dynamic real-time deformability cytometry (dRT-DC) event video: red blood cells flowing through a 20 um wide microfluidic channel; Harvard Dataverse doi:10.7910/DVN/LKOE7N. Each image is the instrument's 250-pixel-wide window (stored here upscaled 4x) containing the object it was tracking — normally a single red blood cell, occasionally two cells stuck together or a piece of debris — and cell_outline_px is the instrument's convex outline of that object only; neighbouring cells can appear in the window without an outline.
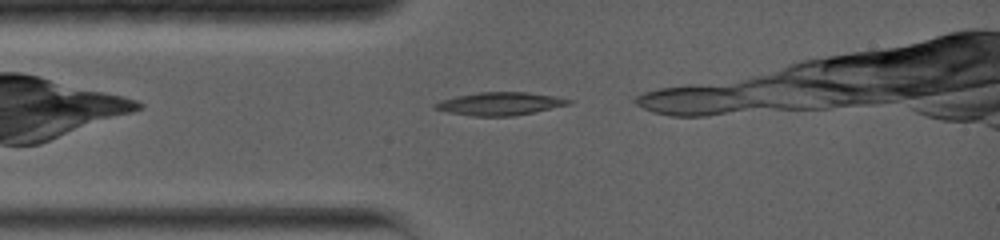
{"species": "common noctule bat (a hibernating species)", "species_latin": "Nyctalus noctula", "temperature_condition": "warm", "stored_images_in_passage": 6, "camera_frame_rate_fps": 5000, "um_per_image_px": 0.085, "animal": {"sex": "female", "body_mass_g": 19.0, "forearm_length_mm": 56.7}, "frame": {"image": 1, "passage_image": 2, "time_ms": 0.4, "image_size_px": [1000, 240], "cell_outline_px": [[572, 104], [512, 116], [472, 116], [448, 112], [432, 108], [432, 104], [440, 100], [456, 96], [480, 92], [528, 92], [556, 96], [572, 100]], "centroid_in_image_um": [42.47, 8.81], "position_along_channel_um": 42.5, "area_um2": 17.92}}
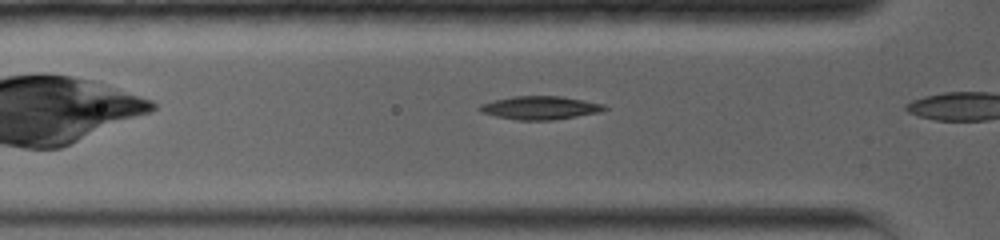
{"frame": {"image": 2, "passage_image": 5, "time_ms": 1.4, "image_size_px": [1000, 240], "cell_outline_px": [[608, 108], [600, 112], [552, 120], [516, 120], [496, 116], [480, 112], [476, 108], [480, 104], [512, 96], [560, 96], [584, 100], [604, 104]], "centroid_in_image_um": [45.89, 9.16], "position_along_channel_um": 79.9, "area_um2": 16.94}}